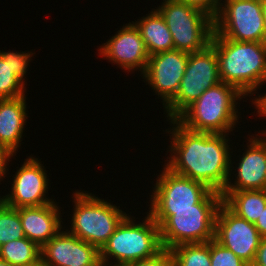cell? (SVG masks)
<instances>
[{
    "mask_svg": "<svg viewBox=\"0 0 266 266\" xmlns=\"http://www.w3.org/2000/svg\"><path fill=\"white\" fill-rule=\"evenodd\" d=\"M169 156L165 166L172 172L205 184L210 190L222 193L228 179L233 152L230 134L191 131L177 120H170ZM173 124V126H172ZM170 130V131H169ZM229 141V142H228ZM231 151V152H230ZM232 153V154H230Z\"/></svg>",
    "mask_w": 266,
    "mask_h": 266,
    "instance_id": "6da1fadb",
    "label": "cell"
},
{
    "mask_svg": "<svg viewBox=\"0 0 266 266\" xmlns=\"http://www.w3.org/2000/svg\"><path fill=\"white\" fill-rule=\"evenodd\" d=\"M223 203L221 193L211 190L196 209L149 210L158 224L162 247L172 249L181 244L206 243L215 238V220Z\"/></svg>",
    "mask_w": 266,
    "mask_h": 266,
    "instance_id": "7a4b0ae2",
    "label": "cell"
},
{
    "mask_svg": "<svg viewBox=\"0 0 266 266\" xmlns=\"http://www.w3.org/2000/svg\"><path fill=\"white\" fill-rule=\"evenodd\" d=\"M222 82L235 86L245 97L266 82V42H239L213 33Z\"/></svg>",
    "mask_w": 266,
    "mask_h": 266,
    "instance_id": "3957f363",
    "label": "cell"
},
{
    "mask_svg": "<svg viewBox=\"0 0 266 266\" xmlns=\"http://www.w3.org/2000/svg\"><path fill=\"white\" fill-rule=\"evenodd\" d=\"M242 98L235 86L221 81L205 90L176 120L191 131L229 134L240 120L237 104Z\"/></svg>",
    "mask_w": 266,
    "mask_h": 266,
    "instance_id": "277c9868",
    "label": "cell"
},
{
    "mask_svg": "<svg viewBox=\"0 0 266 266\" xmlns=\"http://www.w3.org/2000/svg\"><path fill=\"white\" fill-rule=\"evenodd\" d=\"M133 219L135 217H131L128 213L102 247L100 250L102 264L125 266L141 259L151 258L163 249L159 226L152 217L147 213L142 223Z\"/></svg>",
    "mask_w": 266,
    "mask_h": 266,
    "instance_id": "5b68a950",
    "label": "cell"
},
{
    "mask_svg": "<svg viewBox=\"0 0 266 266\" xmlns=\"http://www.w3.org/2000/svg\"><path fill=\"white\" fill-rule=\"evenodd\" d=\"M80 191L72 194L74 209L71 228L65 230L101 250L128 214L108 200Z\"/></svg>",
    "mask_w": 266,
    "mask_h": 266,
    "instance_id": "8992f818",
    "label": "cell"
},
{
    "mask_svg": "<svg viewBox=\"0 0 266 266\" xmlns=\"http://www.w3.org/2000/svg\"><path fill=\"white\" fill-rule=\"evenodd\" d=\"M157 10L171 32L174 49L194 53L211 43L214 22L203 11L179 0H163Z\"/></svg>",
    "mask_w": 266,
    "mask_h": 266,
    "instance_id": "52a82bcc",
    "label": "cell"
},
{
    "mask_svg": "<svg viewBox=\"0 0 266 266\" xmlns=\"http://www.w3.org/2000/svg\"><path fill=\"white\" fill-rule=\"evenodd\" d=\"M220 82L218 57L211 44L199 52L189 53L179 90L164 107L167 119L176 120L205 90Z\"/></svg>",
    "mask_w": 266,
    "mask_h": 266,
    "instance_id": "ba28073f",
    "label": "cell"
},
{
    "mask_svg": "<svg viewBox=\"0 0 266 266\" xmlns=\"http://www.w3.org/2000/svg\"><path fill=\"white\" fill-rule=\"evenodd\" d=\"M213 22V33L223 38L239 42H266L261 0H224Z\"/></svg>",
    "mask_w": 266,
    "mask_h": 266,
    "instance_id": "9c48e42d",
    "label": "cell"
},
{
    "mask_svg": "<svg viewBox=\"0 0 266 266\" xmlns=\"http://www.w3.org/2000/svg\"><path fill=\"white\" fill-rule=\"evenodd\" d=\"M156 178L149 210L196 209L211 190L203 183L178 175L165 165Z\"/></svg>",
    "mask_w": 266,
    "mask_h": 266,
    "instance_id": "30bf717a",
    "label": "cell"
},
{
    "mask_svg": "<svg viewBox=\"0 0 266 266\" xmlns=\"http://www.w3.org/2000/svg\"><path fill=\"white\" fill-rule=\"evenodd\" d=\"M214 239L251 266L262 237L253 223L238 217L222 203L216 215Z\"/></svg>",
    "mask_w": 266,
    "mask_h": 266,
    "instance_id": "8fae6325",
    "label": "cell"
},
{
    "mask_svg": "<svg viewBox=\"0 0 266 266\" xmlns=\"http://www.w3.org/2000/svg\"><path fill=\"white\" fill-rule=\"evenodd\" d=\"M45 166L37 158L29 156L17 169L11 182V191L2 196V202L11 208L37 207L50 204L54 199L47 198L48 175Z\"/></svg>",
    "mask_w": 266,
    "mask_h": 266,
    "instance_id": "7c38bea8",
    "label": "cell"
},
{
    "mask_svg": "<svg viewBox=\"0 0 266 266\" xmlns=\"http://www.w3.org/2000/svg\"><path fill=\"white\" fill-rule=\"evenodd\" d=\"M189 53L177 49L149 56L143 79L162 99L163 108L176 96L185 74Z\"/></svg>",
    "mask_w": 266,
    "mask_h": 266,
    "instance_id": "4fadbf2b",
    "label": "cell"
},
{
    "mask_svg": "<svg viewBox=\"0 0 266 266\" xmlns=\"http://www.w3.org/2000/svg\"><path fill=\"white\" fill-rule=\"evenodd\" d=\"M97 50L99 56L102 55L122 70L132 72L138 69L141 75L145 72L149 60L144 40L133 21L123 25Z\"/></svg>",
    "mask_w": 266,
    "mask_h": 266,
    "instance_id": "5bb4252c",
    "label": "cell"
},
{
    "mask_svg": "<svg viewBox=\"0 0 266 266\" xmlns=\"http://www.w3.org/2000/svg\"><path fill=\"white\" fill-rule=\"evenodd\" d=\"M41 247V260L49 266H100V250L67 230Z\"/></svg>",
    "mask_w": 266,
    "mask_h": 266,
    "instance_id": "9a60e30c",
    "label": "cell"
},
{
    "mask_svg": "<svg viewBox=\"0 0 266 266\" xmlns=\"http://www.w3.org/2000/svg\"><path fill=\"white\" fill-rule=\"evenodd\" d=\"M261 135L249 137L247 149L236 164L238 167L235 168L238 170L230 168L229 177L232 179L231 173L236 172L234 184L229 178L223 191L266 190V131L263 130Z\"/></svg>",
    "mask_w": 266,
    "mask_h": 266,
    "instance_id": "2e32d148",
    "label": "cell"
},
{
    "mask_svg": "<svg viewBox=\"0 0 266 266\" xmlns=\"http://www.w3.org/2000/svg\"><path fill=\"white\" fill-rule=\"evenodd\" d=\"M18 213L25 237L40 248L63 229V218L55 201L43 206L18 208Z\"/></svg>",
    "mask_w": 266,
    "mask_h": 266,
    "instance_id": "e0dca14e",
    "label": "cell"
},
{
    "mask_svg": "<svg viewBox=\"0 0 266 266\" xmlns=\"http://www.w3.org/2000/svg\"><path fill=\"white\" fill-rule=\"evenodd\" d=\"M35 53L4 52L0 50V99H12L25 95V76L31 57Z\"/></svg>",
    "mask_w": 266,
    "mask_h": 266,
    "instance_id": "ac0fdd59",
    "label": "cell"
},
{
    "mask_svg": "<svg viewBox=\"0 0 266 266\" xmlns=\"http://www.w3.org/2000/svg\"><path fill=\"white\" fill-rule=\"evenodd\" d=\"M26 99V95L12 99H0V143L14 156L23 141L24 125L27 122Z\"/></svg>",
    "mask_w": 266,
    "mask_h": 266,
    "instance_id": "d6986e66",
    "label": "cell"
},
{
    "mask_svg": "<svg viewBox=\"0 0 266 266\" xmlns=\"http://www.w3.org/2000/svg\"><path fill=\"white\" fill-rule=\"evenodd\" d=\"M133 23L139 29L149 56L174 49L171 32L157 9Z\"/></svg>",
    "mask_w": 266,
    "mask_h": 266,
    "instance_id": "ffe728a7",
    "label": "cell"
},
{
    "mask_svg": "<svg viewBox=\"0 0 266 266\" xmlns=\"http://www.w3.org/2000/svg\"><path fill=\"white\" fill-rule=\"evenodd\" d=\"M221 195L233 213L253 224L266 207V190L222 191Z\"/></svg>",
    "mask_w": 266,
    "mask_h": 266,
    "instance_id": "44dd1931",
    "label": "cell"
},
{
    "mask_svg": "<svg viewBox=\"0 0 266 266\" xmlns=\"http://www.w3.org/2000/svg\"><path fill=\"white\" fill-rule=\"evenodd\" d=\"M41 248L26 237L0 246V259L14 266H31L41 259Z\"/></svg>",
    "mask_w": 266,
    "mask_h": 266,
    "instance_id": "7402d4cb",
    "label": "cell"
},
{
    "mask_svg": "<svg viewBox=\"0 0 266 266\" xmlns=\"http://www.w3.org/2000/svg\"><path fill=\"white\" fill-rule=\"evenodd\" d=\"M173 266H211L210 241L181 244L170 249Z\"/></svg>",
    "mask_w": 266,
    "mask_h": 266,
    "instance_id": "603a6c76",
    "label": "cell"
},
{
    "mask_svg": "<svg viewBox=\"0 0 266 266\" xmlns=\"http://www.w3.org/2000/svg\"><path fill=\"white\" fill-rule=\"evenodd\" d=\"M18 209L0 203V246L24 238Z\"/></svg>",
    "mask_w": 266,
    "mask_h": 266,
    "instance_id": "cb8c5ba5",
    "label": "cell"
},
{
    "mask_svg": "<svg viewBox=\"0 0 266 266\" xmlns=\"http://www.w3.org/2000/svg\"><path fill=\"white\" fill-rule=\"evenodd\" d=\"M210 261L211 266H249L215 239L210 240Z\"/></svg>",
    "mask_w": 266,
    "mask_h": 266,
    "instance_id": "d4e9b609",
    "label": "cell"
},
{
    "mask_svg": "<svg viewBox=\"0 0 266 266\" xmlns=\"http://www.w3.org/2000/svg\"><path fill=\"white\" fill-rule=\"evenodd\" d=\"M125 266H173V258L170 250L163 248L151 258L141 259Z\"/></svg>",
    "mask_w": 266,
    "mask_h": 266,
    "instance_id": "484cf974",
    "label": "cell"
},
{
    "mask_svg": "<svg viewBox=\"0 0 266 266\" xmlns=\"http://www.w3.org/2000/svg\"><path fill=\"white\" fill-rule=\"evenodd\" d=\"M180 2L186 3L189 6L195 7L211 18H215L218 14L222 0H179Z\"/></svg>",
    "mask_w": 266,
    "mask_h": 266,
    "instance_id": "4316f807",
    "label": "cell"
},
{
    "mask_svg": "<svg viewBox=\"0 0 266 266\" xmlns=\"http://www.w3.org/2000/svg\"><path fill=\"white\" fill-rule=\"evenodd\" d=\"M13 155L14 154L10 150L0 143V180L2 181L7 171H9L7 165H9L8 163L11 157H14Z\"/></svg>",
    "mask_w": 266,
    "mask_h": 266,
    "instance_id": "83f0119b",
    "label": "cell"
},
{
    "mask_svg": "<svg viewBox=\"0 0 266 266\" xmlns=\"http://www.w3.org/2000/svg\"><path fill=\"white\" fill-rule=\"evenodd\" d=\"M251 266H266V238H262Z\"/></svg>",
    "mask_w": 266,
    "mask_h": 266,
    "instance_id": "f1b7e54d",
    "label": "cell"
},
{
    "mask_svg": "<svg viewBox=\"0 0 266 266\" xmlns=\"http://www.w3.org/2000/svg\"><path fill=\"white\" fill-rule=\"evenodd\" d=\"M262 238H266V207L254 224Z\"/></svg>",
    "mask_w": 266,
    "mask_h": 266,
    "instance_id": "f546056e",
    "label": "cell"
},
{
    "mask_svg": "<svg viewBox=\"0 0 266 266\" xmlns=\"http://www.w3.org/2000/svg\"><path fill=\"white\" fill-rule=\"evenodd\" d=\"M266 97V93L259 95L258 97H254L252 99V103L254 104V107H256L264 98Z\"/></svg>",
    "mask_w": 266,
    "mask_h": 266,
    "instance_id": "4dcf8cb0",
    "label": "cell"
},
{
    "mask_svg": "<svg viewBox=\"0 0 266 266\" xmlns=\"http://www.w3.org/2000/svg\"><path fill=\"white\" fill-rule=\"evenodd\" d=\"M261 5L264 17L265 31H266V0H261Z\"/></svg>",
    "mask_w": 266,
    "mask_h": 266,
    "instance_id": "1f68e13d",
    "label": "cell"
},
{
    "mask_svg": "<svg viewBox=\"0 0 266 266\" xmlns=\"http://www.w3.org/2000/svg\"><path fill=\"white\" fill-rule=\"evenodd\" d=\"M31 266H49L48 264L44 263L41 259L34 265Z\"/></svg>",
    "mask_w": 266,
    "mask_h": 266,
    "instance_id": "d6a6232c",
    "label": "cell"
},
{
    "mask_svg": "<svg viewBox=\"0 0 266 266\" xmlns=\"http://www.w3.org/2000/svg\"><path fill=\"white\" fill-rule=\"evenodd\" d=\"M0 266H14V265H11L10 263L6 262L5 260L0 259Z\"/></svg>",
    "mask_w": 266,
    "mask_h": 266,
    "instance_id": "836d02e7",
    "label": "cell"
},
{
    "mask_svg": "<svg viewBox=\"0 0 266 266\" xmlns=\"http://www.w3.org/2000/svg\"><path fill=\"white\" fill-rule=\"evenodd\" d=\"M2 180H0V182H1ZM2 202V196H0V203Z\"/></svg>",
    "mask_w": 266,
    "mask_h": 266,
    "instance_id": "e575fe53",
    "label": "cell"
}]
</instances>
